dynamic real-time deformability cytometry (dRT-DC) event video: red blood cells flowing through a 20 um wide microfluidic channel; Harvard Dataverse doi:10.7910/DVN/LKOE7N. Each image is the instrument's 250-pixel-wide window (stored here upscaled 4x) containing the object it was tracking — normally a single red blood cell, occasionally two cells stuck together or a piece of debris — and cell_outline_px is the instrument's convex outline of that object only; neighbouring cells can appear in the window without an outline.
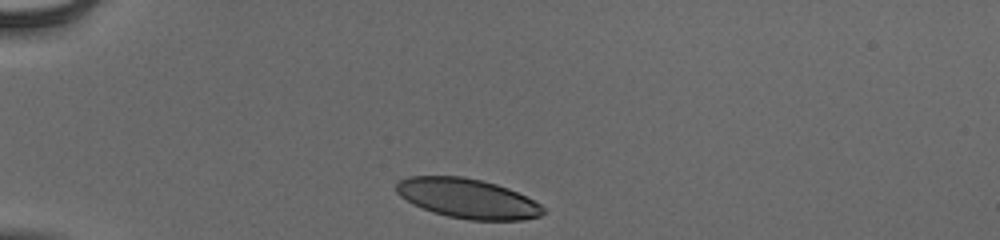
{"species": "human", "species_latin": "Homo sapiens", "temperature_condition": "cold", "stored_images_in_passage": 32, "camera_frame_rate_fps": 3000, "um_per_image_px": 0.085, "donor": {"sex": "male"}, "frame": {"image": 1, "passage_image": 1, "time_ms": 0.0, "image_size_px": [1000, 240], "cell_outline_px": [[548, 212], [540, 216], [524, 220], [468, 220], [448, 216], [432, 212], [412, 204], [400, 196], [396, 192], [396, 184], [400, 180], [408, 176], [464, 176], [496, 184], [508, 188], [540, 204]], "centroid_in_image_um": [39.73, 16.87], "position_along_channel_um": 45.3, "area_um2": 33.99}}
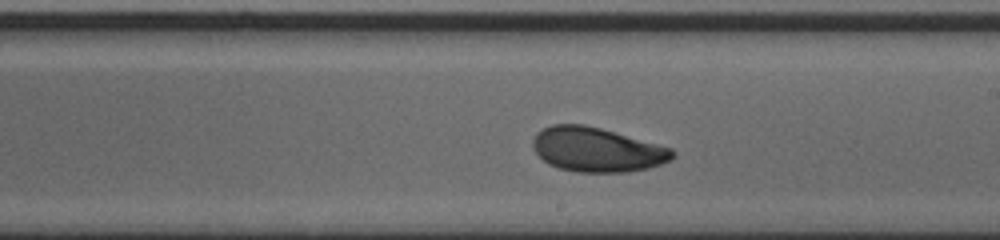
{"frame": {"image": 2, "passage_image": 19, "time_ms": 6.0, "image_size_px": [1000, 240], "cell_outline_px": [[676, 156], [672, 160], [648, 168], [628, 172], [576, 172], [560, 168], [548, 164], [536, 152], [532, 144], [532, 140], [536, 132], [552, 124], [584, 124], [600, 128], [672, 148], [676, 152]], "centroid_in_image_um": [50.75, 12.72], "position_along_channel_um": 238.3, "area_um2": 36.13}}
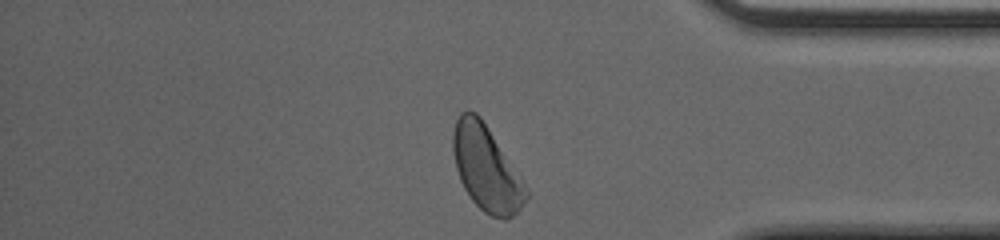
{"frame": {"image": 3, "passage_image": 32, "time_ms": 10.333, "image_size_px": [1000, 240], "cell_outline_px": [[528, 196], [524, 204], [512, 216], [504, 220], [492, 216], [484, 212], [472, 200], [464, 188], [460, 180], [456, 168], [452, 148], [452, 132], [456, 120], [460, 112], [468, 108], [476, 112], [480, 116], [528, 188]], "centroid_in_image_um": [41.31, 14.29], "position_along_channel_um": 393.9, "area_um2": 36.13}, "authors_computed_cell_mechanics": {"area_um2": 35.9805, "velocity_mm_per_s": 3.9174, "shape_relaxation_time_tau1_ms": 2.8558, "shape_relaxation_time_tau2_ms": 3.7134, "deformation_change_tau1": 0.1207, "deformation_change_tau2": 0.0928}}